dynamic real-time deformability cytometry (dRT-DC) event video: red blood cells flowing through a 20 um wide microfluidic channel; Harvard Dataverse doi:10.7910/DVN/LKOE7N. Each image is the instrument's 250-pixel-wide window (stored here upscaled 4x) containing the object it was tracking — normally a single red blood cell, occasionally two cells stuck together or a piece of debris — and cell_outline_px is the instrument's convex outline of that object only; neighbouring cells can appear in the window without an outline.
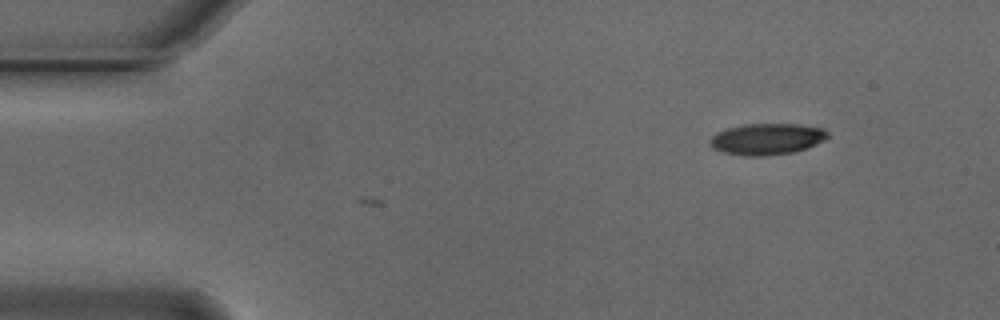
{"species": "Egyptian fruit bat (a non-hibernating species)", "species_latin": "Rousettus aegyptiacus", "temperature_condition": "cold", "stored_images_in_passage": 3, "camera_frame_rate_fps": 3000, "um_per_image_px": 0.085, "animal": {"sex": "male"}, "frame": {"image": 1, "passage_image": 3, "time_ms": 0.667, "image_size_px": [1000, 320], "cell_outline_px": [[828, 136], [824, 140], [808, 148], [792, 152], [764, 156], [744, 156], [724, 152], [712, 148], [708, 144], [712, 136], [716, 132], [728, 128], [744, 124], [800, 124], [824, 128], [828, 132]], "centroid_in_image_um": [65.18, 11.81], "position_along_channel_um": 19.8, "area_um2": 21.62}}